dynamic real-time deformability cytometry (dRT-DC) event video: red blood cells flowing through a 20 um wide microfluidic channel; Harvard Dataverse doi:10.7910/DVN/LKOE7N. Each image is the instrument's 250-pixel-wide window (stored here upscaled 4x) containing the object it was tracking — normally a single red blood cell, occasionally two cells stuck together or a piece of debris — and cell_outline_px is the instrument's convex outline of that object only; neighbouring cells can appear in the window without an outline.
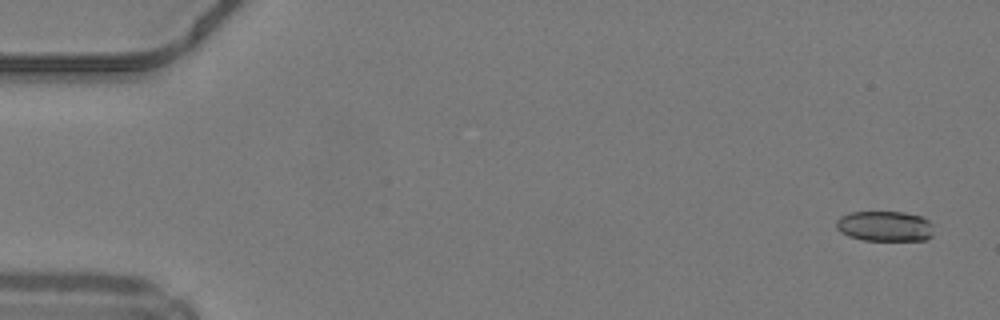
{"species": "common noctule bat (a hibernating species)", "species_latin": "Nyctalus noctula", "temperature_condition": "warm", "stored_images_in_passage": 6, "camera_frame_rate_fps": 3000, "um_per_image_px": 0.085, "animal": {"sex": "male", "body_mass_g": 19.2, "forearm_length_mm": 51.8}, "frame": {"image": 1, "passage_image": 2, "time_ms": 0.333, "image_size_px": [1000, 320], "cell_outline_px": [[932, 236], [924, 240], [864, 240], [848, 236], [840, 232], [836, 228], [836, 220], [840, 216], [848, 212], [904, 212], [920, 216], [928, 220], [932, 224]], "centroid_in_image_um": [75.18, 19.22], "position_along_channel_um": 9.8, "area_um2": 17.28}}